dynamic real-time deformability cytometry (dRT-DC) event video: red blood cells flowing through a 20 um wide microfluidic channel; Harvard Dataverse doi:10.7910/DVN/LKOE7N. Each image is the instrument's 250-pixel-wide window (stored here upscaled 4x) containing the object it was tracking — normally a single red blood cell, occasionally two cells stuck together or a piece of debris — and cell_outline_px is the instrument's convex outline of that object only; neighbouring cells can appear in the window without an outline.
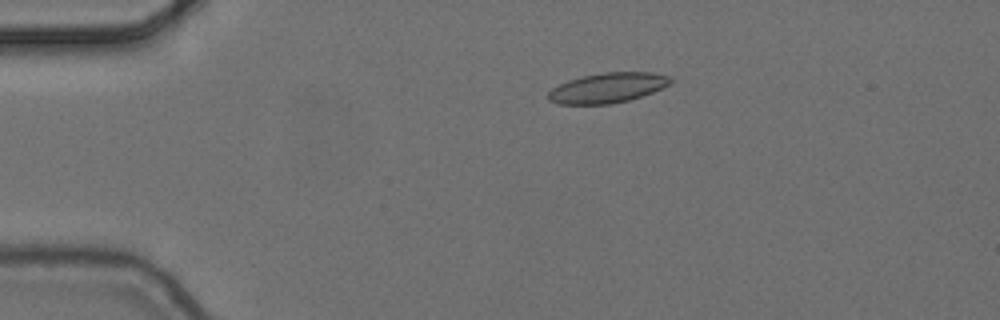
{"species": "common noctule bat (a hibernating species)", "species_latin": "Nyctalus noctula", "temperature_condition": "cold", "stored_images_in_passage": 5, "camera_frame_rate_fps": 3000, "um_per_image_px": 0.085, "animal": {"sex": "female", "body_mass_g": 24.6, "forearm_length_mm": 56.2}, "frame": {"image": 1, "passage_image": 1, "time_ms": 0.0, "image_size_px": [1000, 320], "cell_outline_px": [[676, 80], [652, 92], [628, 100], [612, 104], [560, 104], [548, 100], [548, 92], [552, 88], [568, 80], [580, 76], [604, 72], [652, 72], [672, 76]], "centroid_in_image_um": [51.65, 7.45], "position_along_channel_um": 33.3, "area_um2": 21.44}}
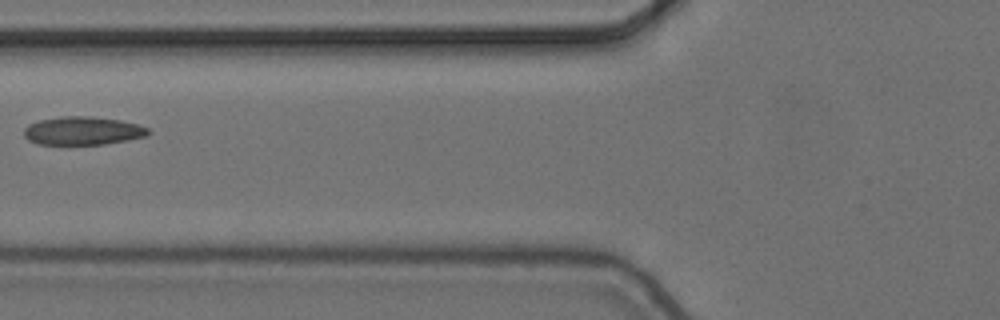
{"frame": {"image": 2, "passage_image": 4, "time_ms": 1.0, "image_size_px": [1000, 320], "cell_outline_px": [[152, 132], [148, 136], [128, 140], [104, 144], [36, 144], [28, 140], [24, 136], [24, 128], [28, 124], [40, 120], [60, 116], [88, 116], [120, 120], [140, 124], [148, 128]], "centroid_in_image_um": [7.06, 11.11], "position_along_channel_um": 118.7, "area_um2": 20.69}}
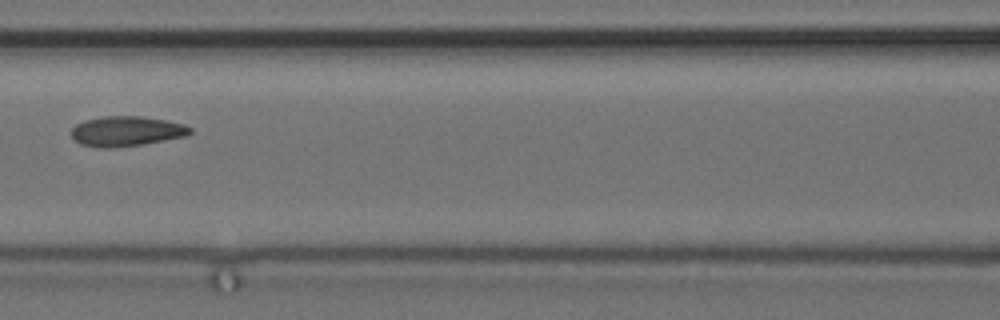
{"frame": {"image": 3, "passage_image": 5, "time_ms": 1.333, "image_size_px": [1000, 320], "cell_outline_px": [[192, 132], [184, 136], [144, 144], [112, 148], [100, 148], [80, 144], [72, 136], [72, 128], [76, 124], [84, 120], [104, 116], [140, 116], [164, 120], [184, 124], [192, 128]], "centroid_in_image_um": [10.73, 11.15], "position_along_channel_um": 155.9, "area_um2": 20.69}}